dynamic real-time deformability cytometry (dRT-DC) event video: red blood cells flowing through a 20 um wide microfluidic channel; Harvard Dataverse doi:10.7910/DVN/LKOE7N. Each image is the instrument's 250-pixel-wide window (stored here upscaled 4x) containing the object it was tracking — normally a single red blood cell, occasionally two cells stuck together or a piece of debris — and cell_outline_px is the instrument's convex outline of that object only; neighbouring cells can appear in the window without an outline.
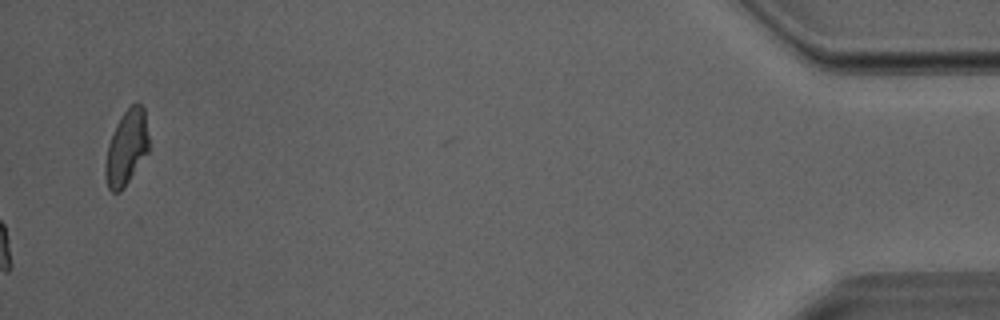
{"species": "Egyptian fruit bat (a non-hibernating species)", "species_latin": "Rousettus aegyptiacus", "temperature_condition": "room temperature", "stored_images_in_passage": 31, "camera_frame_rate_fps": 3000, "um_per_image_px": 0.085, "animal": {"sex": "male"}, "frame": {"image": 1, "passage_image": 31, "time_ms": 10.0, "image_size_px": [1000, 320], "cell_outline_px": [[148, 152], [124, 188], [120, 192], [112, 192], [108, 188], [104, 172], [104, 164], [108, 144], [116, 124], [120, 116], [132, 104], [140, 104], [144, 108], [148, 136]], "centroid_in_image_um": [10.73, 12.58], "position_along_channel_um": 424.5, "area_um2": 18.96}}